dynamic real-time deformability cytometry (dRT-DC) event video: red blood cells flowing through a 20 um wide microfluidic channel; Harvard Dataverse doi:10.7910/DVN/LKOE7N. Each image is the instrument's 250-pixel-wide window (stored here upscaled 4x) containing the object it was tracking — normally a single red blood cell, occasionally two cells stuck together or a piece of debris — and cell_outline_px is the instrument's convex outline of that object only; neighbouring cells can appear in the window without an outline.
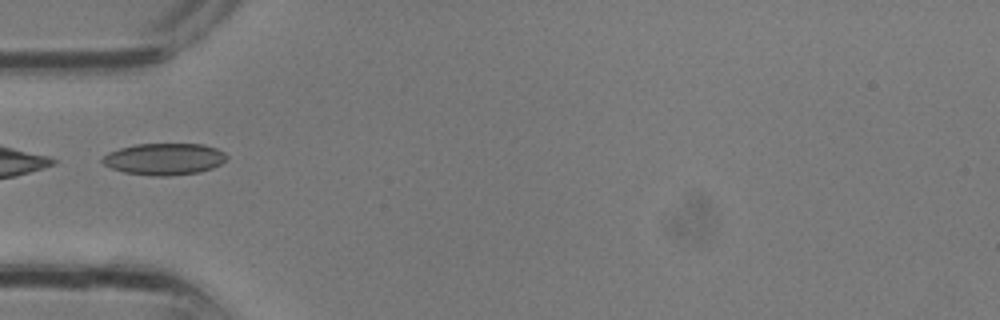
{"species": "common noctule bat (a hibernating species)", "species_latin": "Nyctalus noctula", "temperature_condition": "room temperature", "stored_images_in_passage": 2, "camera_frame_rate_fps": 3000, "um_per_image_px": 0.085, "animal": {"sex": "male", "body_mass_g": 13.3}, "frame": {"image": 1, "passage_image": 2, "time_ms": 0.333, "image_size_px": [1000, 320], "cell_outline_px": [[228, 156], [220, 164], [212, 168], [200, 172], [168, 176], [152, 176], [124, 172], [112, 168], [104, 164], [100, 160], [108, 152], [120, 148], [136, 144], [204, 144], [216, 148], [224, 152]], "centroid_in_image_um": [13.96, 13.52], "position_along_channel_um": 71.0, "area_um2": 22.95}}